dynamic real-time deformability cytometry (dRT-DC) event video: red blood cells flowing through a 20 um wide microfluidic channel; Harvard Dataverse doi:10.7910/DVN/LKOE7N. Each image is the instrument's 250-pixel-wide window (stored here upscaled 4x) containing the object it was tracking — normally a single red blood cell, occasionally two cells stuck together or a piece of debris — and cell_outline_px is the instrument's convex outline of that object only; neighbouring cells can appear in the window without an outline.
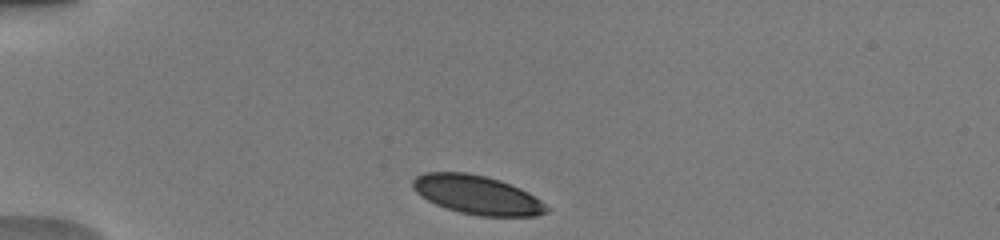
{"species": "human", "species_latin": "Homo sapiens", "temperature_condition": "warm", "stored_images_in_passage": 3, "camera_frame_rate_fps": 3000, "um_per_image_px": 0.085, "donor": {"sex": "male"}, "frame": {"image": 1, "passage_image": 1, "time_ms": 0.0, "image_size_px": [1000, 240], "cell_outline_px": [[552, 208], [548, 212], [536, 216], [480, 216], [460, 212], [436, 204], [420, 196], [412, 188], [412, 180], [416, 176], [424, 172], [464, 172], [484, 176], [500, 180], [520, 188], [528, 192]], "centroid_in_image_um": [40.57, 16.56], "position_along_channel_um": 44.4, "area_um2": 30.35}}